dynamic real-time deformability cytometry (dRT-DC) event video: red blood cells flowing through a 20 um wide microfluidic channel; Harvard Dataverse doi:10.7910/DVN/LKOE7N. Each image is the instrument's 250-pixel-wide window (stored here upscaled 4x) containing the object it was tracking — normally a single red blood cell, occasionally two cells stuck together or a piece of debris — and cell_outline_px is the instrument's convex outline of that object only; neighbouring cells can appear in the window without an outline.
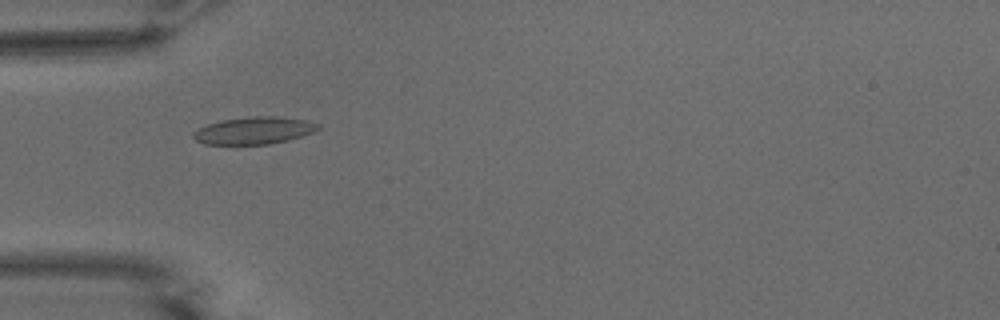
{"species": "common noctule bat (a hibernating species)", "species_latin": "Nyctalus noctula", "temperature_condition": "warm", "stored_images_in_passage": 38, "camera_frame_rate_fps": 3000, "um_per_image_px": 0.085, "animal": {"sex": "male", "body_mass_g": 15.6}, "frame": {"image": 1, "passage_image": 1, "time_ms": 0.0, "image_size_px": [1000, 320], "cell_outline_px": [[320, 128], [312, 132], [288, 140], [268, 144], [204, 144], [196, 140], [192, 136], [192, 132], [208, 124], [220, 120], [256, 116], [276, 116], [308, 120], [320, 124]], "centroid_in_image_um": [21.59, 11.09], "position_along_channel_um": 63.4, "area_um2": 19.71}}
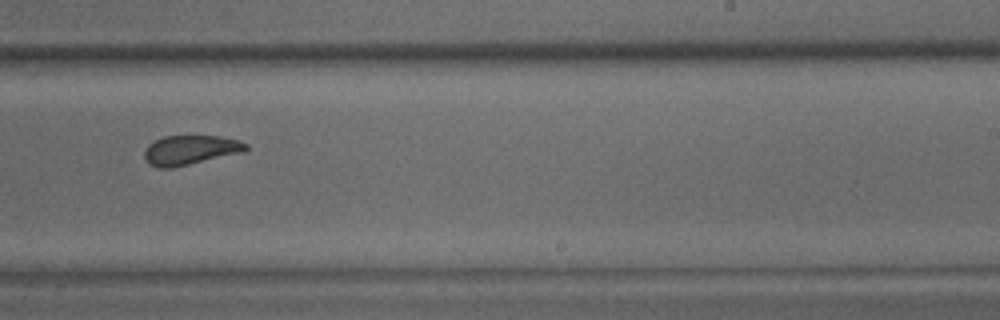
{"frame": {"image": 2, "passage_image": 18, "time_ms": 5.667, "image_size_px": [1000, 320], "cell_outline_px": [[248, 148], [240, 152], [172, 168], [160, 168], [148, 164], [144, 156], [144, 152], [148, 144], [164, 136], [220, 136], [236, 140], [248, 144]], "centroid_in_image_um": [16.11, 12.75], "position_along_channel_um": 272.9, "area_um2": 17.11}}
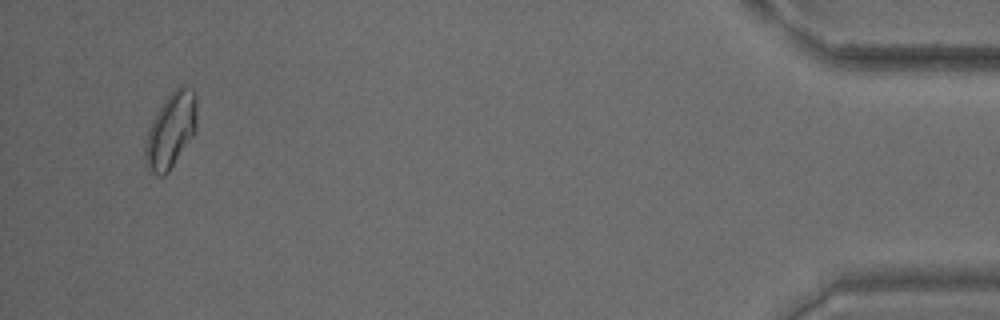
{"frame": {"image": 3, "passage_image": 36, "time_ms": 11.667, "image_size_px": [1000, 320], "cell_outline_px": [[196, 132], [168, 172], [164, 176], [156, 176], [148, 172], [144, 164], [144, 140], [148, 128], [156, 112], [164, 100], [180, 84], [184, 84], [196, 92]], "centroid_in_image_um": [14.49, 11.11], "position_along_channel_um": 420.7, "area_um2": 23.24}, "authors_computed_cell_mechanics": {"area_um2": 18.3226, "velocity_mm_per_s": 3.7166, "shape_relaxation_time_tau1_ms": 8.7528, "shape_relaxation_time_tau2_ms": 0.862, "deformation_change_tau1": 0.1979, "deformation_change_tau2": 0.0552}}